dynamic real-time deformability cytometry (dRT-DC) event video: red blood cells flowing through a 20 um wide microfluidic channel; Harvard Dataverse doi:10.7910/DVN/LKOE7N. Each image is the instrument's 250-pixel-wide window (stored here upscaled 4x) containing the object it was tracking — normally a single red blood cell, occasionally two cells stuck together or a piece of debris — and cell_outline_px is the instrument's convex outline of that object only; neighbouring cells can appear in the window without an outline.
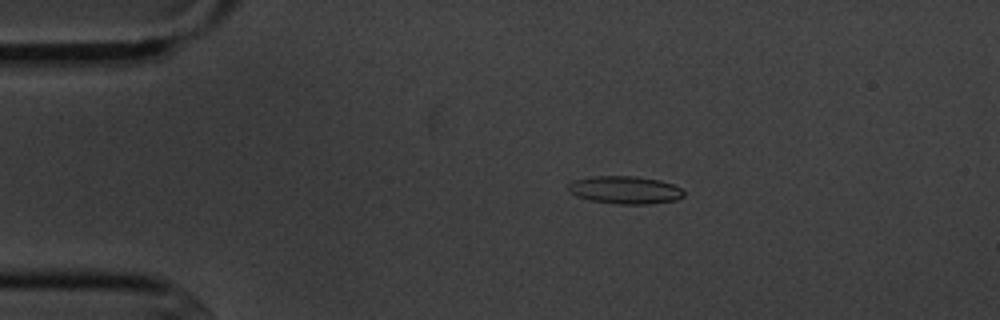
{"species": "common noctule bat (a hibernating species)", "species_latin": "Nyctalus noctula", "temperature_condition": "cold", "stored_images_in_passage": 6, "camera_frame_rate_fps": 3000, "um_per_image_px": 0.085, "animal": {"sex": "male", "body_mass_g": 20.1, "forearm_length_mm": 53.5}, "frame": {"image": 1, "passage_image": 4, "time_ms": 3.333, "image_size_px": [1000, 320], "cell_outline_px": [[684, 196], [676, 200], [648, 204], [616, 204], [588, 200], [576, 196], [568, 192], [568, 184], [576, 180], [592, 176], [636, 176], [660, 180], [672, 184], [680, 188], [684, 192]], "centroid_in_image_um": [53.11, 16.15], "position_along_channel_um": 31.9, "area_um2": 18.79}}
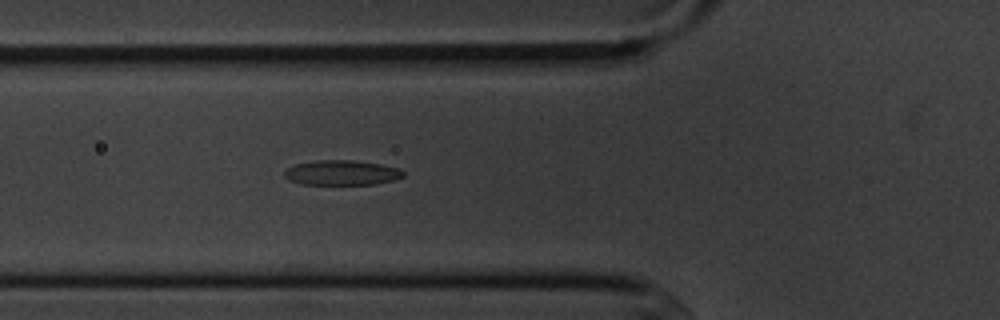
{"frame": {"image": 2, "passage_image": 6, "time_ms": 6.333, "image_size_px": [1000, 320], "cell_outline_px": [[404, 176], [392, 180], [376, 184], [300, 184], [288, 180], [284, 176], [284, 172], [288, 168], [296, 164], [316, 160], [352, 160], [380, 164], [396, 168], [404, 172]], "centroid_in_image_um": [29.01, 14.68], "position_along_channel_um": 96.8, "area_um2": 17.11}}